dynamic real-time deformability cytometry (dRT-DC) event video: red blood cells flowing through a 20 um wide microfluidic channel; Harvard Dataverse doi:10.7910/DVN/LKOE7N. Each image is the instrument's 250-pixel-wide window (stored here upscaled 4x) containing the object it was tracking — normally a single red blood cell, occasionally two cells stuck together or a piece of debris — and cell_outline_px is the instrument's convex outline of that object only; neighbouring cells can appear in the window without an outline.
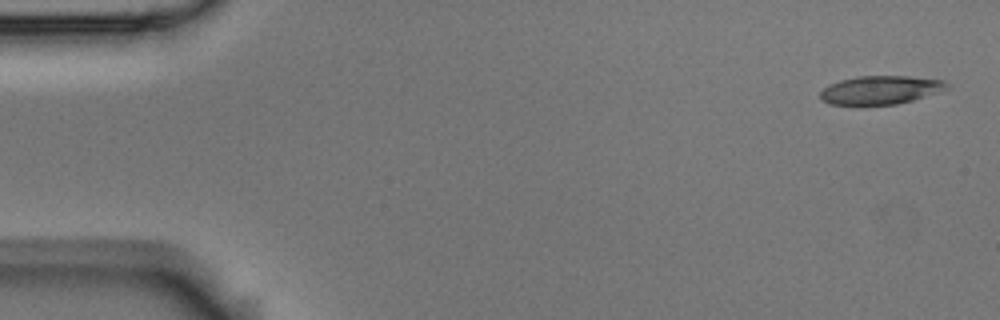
{"species": "Egyptian fruit bat (a non-hibernating species)", "species_latin": "Rousettus aegyptiacus", "temperature_condition": "room temperature", "stored_images_in_passage": 6, "camera_frame_rate_fps": 3000, "um_per_image_px": 0.085, "animal": {"sex": "male"}, "frame": {"image": 1, "passage_image": 1, "time_ms": 0.0, "image_size_px": [1000, 320], "cell_outline_px": [[952, 88], [912, 100], [896, 104], [828, 104], [820, 100], [820, 92], [828, 84], [840, 80], [856, 76], [908, 76], [944, 80]], "centroid_in_image_um": [74.85, 7.64], "position_along_channel_um": 10.2, "area_um2": 21.04}}
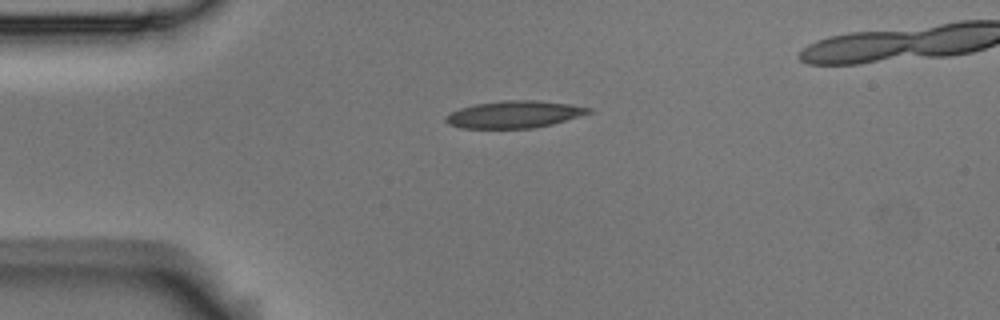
{"frame": {"image": 2, "passage_image": 4, "time_ms": 1.0, "image_size_px": [1000, 320], "cell_outline_px": [[592, 112], [580, 116], [552, 124], [532, 128], [460, 128], [448, 124], [444, 120], [444, 116], [460, 108], [476, 104], [504, 100], [536, 100], [568, 104], [592, 108]], "centroid_in_image_um": [43.69, 9.72], "position_along_channel_um": 41.3, "area_um2": 22.48}}